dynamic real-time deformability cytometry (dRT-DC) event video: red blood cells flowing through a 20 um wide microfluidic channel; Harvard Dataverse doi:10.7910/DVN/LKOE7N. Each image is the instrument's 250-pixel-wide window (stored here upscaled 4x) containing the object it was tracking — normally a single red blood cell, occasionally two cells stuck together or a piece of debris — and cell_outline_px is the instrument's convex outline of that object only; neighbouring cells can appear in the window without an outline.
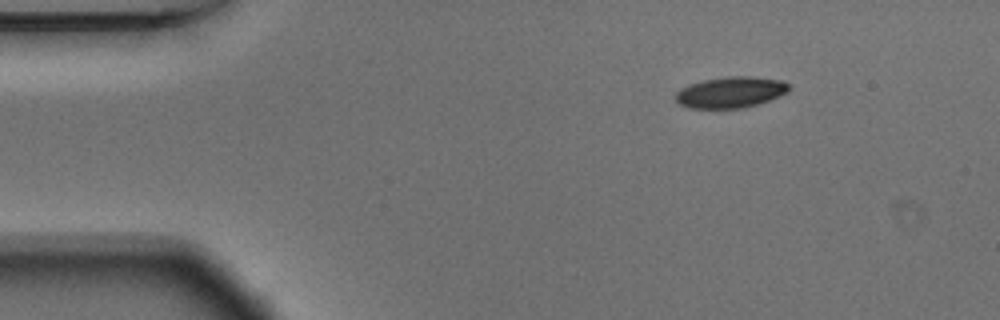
{"species": "Egyptian fruit bat (a non-hibernating species)", "species_latin": "Rousettus aegyptiacus", "temperature_condition": "warm", "stored_images_in_passage": 47, "camera_frame_rate_fps": 3000, "um_per_image_px": 0.085, "animal": {"sex": "male"}, "frame": {"image": 1, "passage_image": 1, "time_ms": 0.0, "image_size_px": [1000, 320], "cell_outline_px": [[792, 88], [788, 92], [768, 100], [756, 104], [740, 108], [688, 108], [680, 104], [676, 100], [676, 92], [680, 88], [688, 84], [704, 80], [728, 76], [752, 76], [784, 80], [792, 84]], "centroid_in_image_um": [62.14, 7.82], "position_along_channel_um": 22.9, "area_um2": 20.69}}
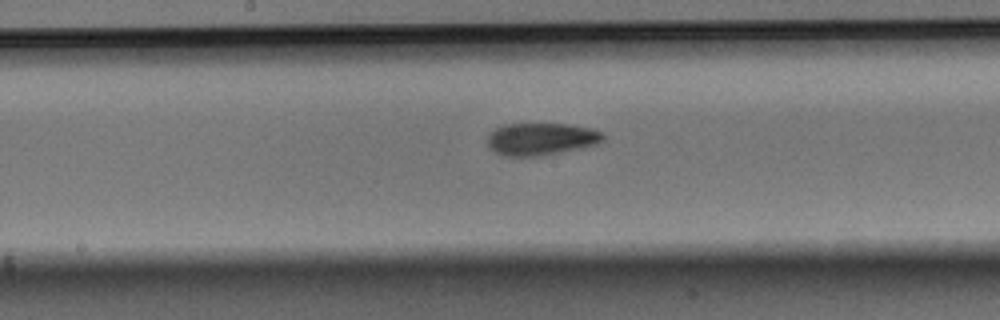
{"frame": {"image": 2, "passage_image": 21, "time_ms": 6.667, "image_size_px": [1000, 320], "cell_outline_px": [[604, 140], [596, 144], [540, 156], [504, 156], [496, 152], [488, 144], [488, 132], [504, 124], [568, 124], [588, 128], [604, 132]], "centroid_in_image_um": [45.98, 11.8], "position_along_channel_um": 202.2, "area_um2": 21.56}}
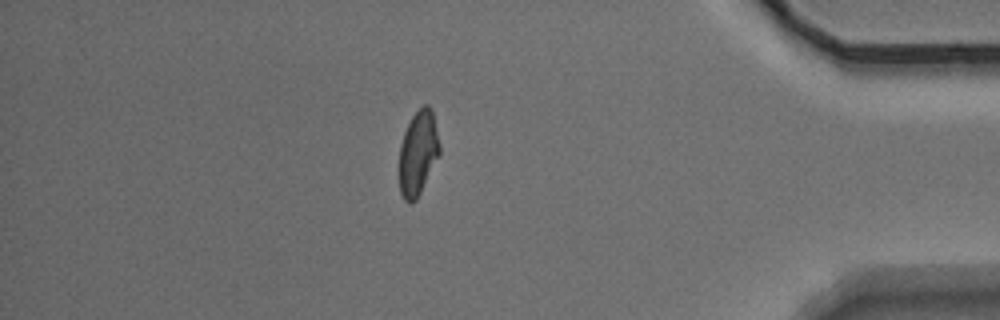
{"frame": {"image": 3, "passage_image": 40, "time_ms": 13.0, "image_size_px": [1000, 320], "cell_outline_px": [[440, 156], [416, 200], [412, 204], [408, 204], [404, 200], [400, 192], [400, 144], [404, 132], [412, 116], [424, 104], [428, 104], [432, 108], [440, 144]], "centroid_in_image_um": [35.56, 13.01], "position_along_channel_um": 399.6, "area_um2": 20.06}, "authors_computed_cell_mechanics": {"area_um2": 21.2704, "velocity_mm_per_s": 3.7369, "shape_relaxation_time_tau1_ms": 4.4777, "shape_relaxation_time_tau2_ms": 3.1217, "deformation_change_tau1": 0.1484, "deformation_change_tau2": 0.0932}}